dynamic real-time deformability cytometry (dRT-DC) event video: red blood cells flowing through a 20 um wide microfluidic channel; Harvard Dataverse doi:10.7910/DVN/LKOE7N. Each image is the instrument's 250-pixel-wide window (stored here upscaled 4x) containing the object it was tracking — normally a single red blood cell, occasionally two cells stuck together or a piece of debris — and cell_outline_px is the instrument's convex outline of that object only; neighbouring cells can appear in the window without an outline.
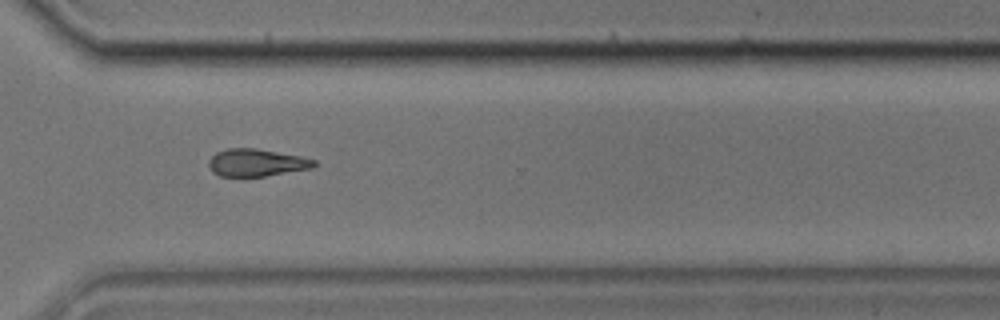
{"species": "common noctule bat (a hibernating species)", "species_latin": "Nyctalus noctula", "temperature_condition": "cold", "stored_images_in_passage": 14, "camera_frame_rate_fps": 3000, "um_per_image_px": 0.085, "animal": {"sex": "male", "body_mass_g": 17.9}, "frame": {"image": 1, "passage_image": 10, "time_ms": 3.0, "image_size_px": [1000, 320], "cell_outline_px": [[316, 164], [312, 168], [240, 180], [220, 176], [212, 172], [208, 164], [208, 160], [216, 152], [228, 148], [256, 148], [300, 156], [316, 160]], "centroid_in_image_um": [21.73, 13.86], "position_along_channel_um": 348.9, "area_um2": 17.4}}